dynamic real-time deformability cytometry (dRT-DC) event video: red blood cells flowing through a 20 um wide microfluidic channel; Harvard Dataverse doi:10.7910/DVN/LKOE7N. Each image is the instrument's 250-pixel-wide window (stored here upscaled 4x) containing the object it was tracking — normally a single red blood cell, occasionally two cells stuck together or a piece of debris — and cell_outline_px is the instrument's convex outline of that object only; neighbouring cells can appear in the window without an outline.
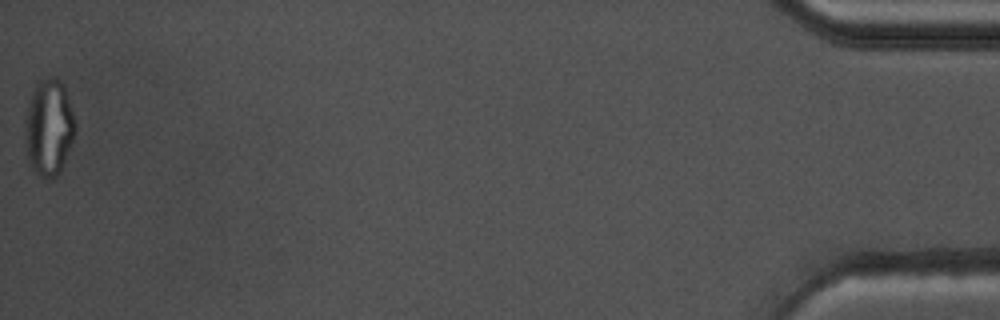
{"species": "common noctule bat (a hibernating species)", "species_latin": "Nyctalus noctula", "temperature_condition": "warm", "stored_images_in_passage": 40, "camera_frame_rate_fps": 3000, "um_per_image_px": 0.085, "animal": {"sex": "male", "body_mass_g": 17.5, "forearm_length_mm": 52.3}, "frame": {"image": 1, "passage_image": 40, "time_ms": 13.0, "image_size_px": [1000, 320], "cell_outline_px": [[72, 136], [60, 164], [56, 172], [36, 160], [32, 152], [32, 104], [36, 96], [40, 92], [56, 80], [60, 84], [64, 92], [72, 116]], "centroid_in_image_um": [4.34, 10.71], "position_along_channel_um": 430.9, "area_um2": 19.88}}